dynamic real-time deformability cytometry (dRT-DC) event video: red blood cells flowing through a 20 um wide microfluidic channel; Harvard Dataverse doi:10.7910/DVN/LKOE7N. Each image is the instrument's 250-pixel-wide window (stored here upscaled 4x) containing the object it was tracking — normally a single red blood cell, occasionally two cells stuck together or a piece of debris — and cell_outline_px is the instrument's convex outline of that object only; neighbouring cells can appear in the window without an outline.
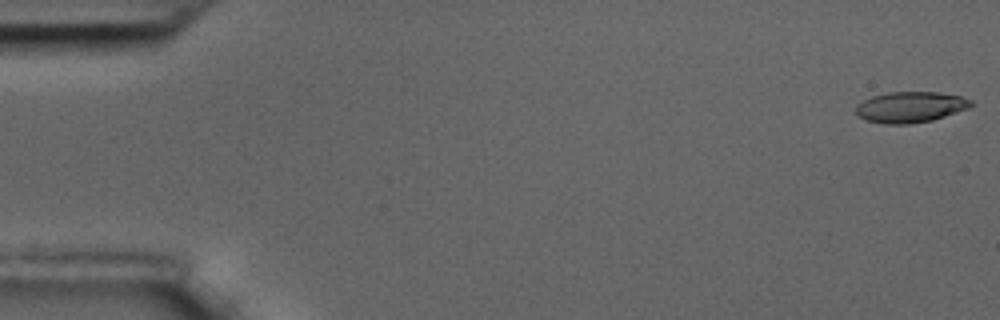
{"species": "common noctule bat (a hibernating species)", "species_latin": "Nyctalus noctula", "temperature_condition": "room temperature", "stored_images_in_passage": 58, "camera_frame_rate_fps": 3000, "um_per_image_px": 0.085, "animal": {"sex": "male", "body_mass_g": 17.5, "forearm_length_mm": 52.3}, "frame": {"image": 1, "passage_image": 1, "time_ms": 0.0, "image_size_px": [1000, 320], "cell_outline_px": [[972, 104], [968, 108], [932, 120], [908, 124], [884, 124], [868, 120], [860, 116], [856, 112], [856, 104], [872, 96], [888, 92], [940, 92], [960, 96], [972, 100]], "centroid_in_image_um": [77.38, 9.09], "position_along_channel_um": 7.6, "area_um2": 20.52}}
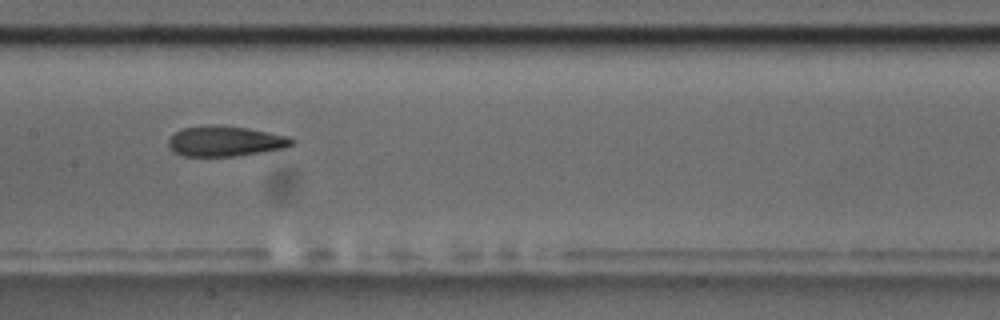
{"frame": {"image": 2, "passage_image": 29, "time_ms": 9.333, "image_size_px": [1000, 320], "cell_outline_px": [[296, 140], [292, 144], [284, 148], [236, 156], [184, 156], [172, 152], [168, 148], [168, 140], [176, 132], [184, 128], [216, 124], [224, 124], [248, 128], [288, 136]], "centroid_in_image_um": [19.13, 11.99], "position_along_channel_um": 188.3, "area_um2": 21.91}}
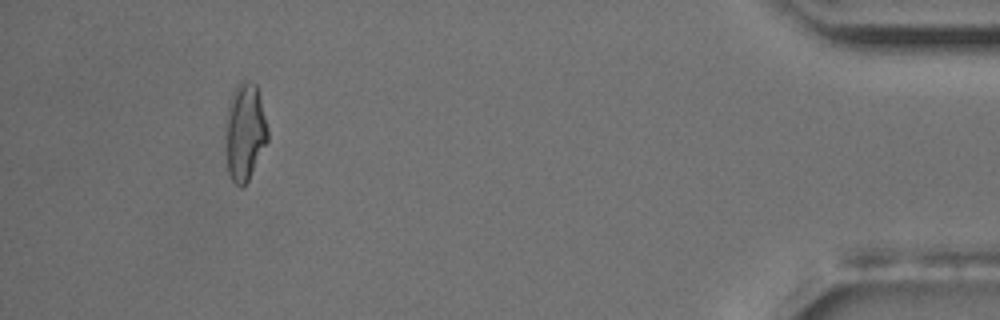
{"frame": {"image": 3, "passage_image": 54, "time_ms": 17.667, "image_size_px": [1000, 320], "cell_outline_px": [[268, 140], [244, 188], [240, 188], [232, 180], [228, 172], [224, 148], [224, 124], [228, 100], [236, 84], [240, 80], [248, 80], [256, 84], [260, 96], [268, 128]], "centroid_in_image_um": [20.76, 11.18], "position_along_channel_um": 414.4, "area_um2": 24.85}, "authors_computed_cell_mechanics": {"area_um2": 22.0507, "velocity_mm_per_s": 3.4851, "shape_relaxation_time_tau1_ms": 8.7698, "shape_relaxation_time_tau2_ms": 2.7395, "deformation_change_tau1": 0.2761, "deformation_change_tau2": 0.1177}}